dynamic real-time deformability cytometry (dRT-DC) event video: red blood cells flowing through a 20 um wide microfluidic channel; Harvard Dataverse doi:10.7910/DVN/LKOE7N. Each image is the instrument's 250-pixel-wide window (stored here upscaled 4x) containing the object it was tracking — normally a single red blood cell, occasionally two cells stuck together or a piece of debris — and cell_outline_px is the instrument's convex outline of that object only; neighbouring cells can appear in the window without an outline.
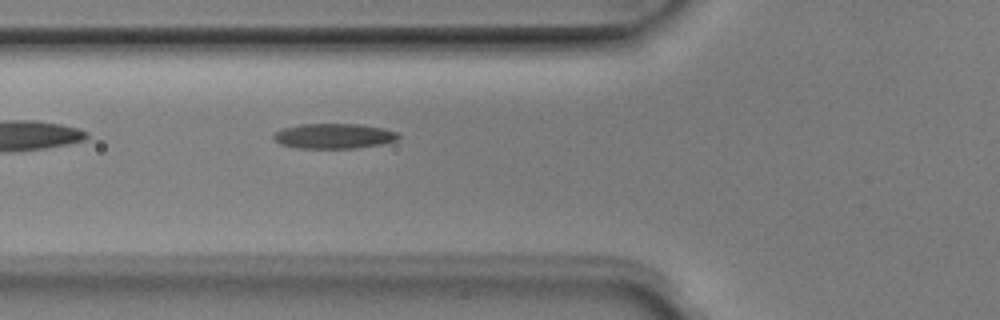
{"species": "Egyptian fruit bat (a non-hibernating species)", "species_latin": "Rousettus aegyptiacus", "temperature_condition": "room temperature", "stored_images_in_passage": 4, "camera_frame_rate_fps": 3000, "um_per_image_px": 0.085, "animal": {"sex": "male"}, "frame": {"image": 1, "passage_image": 4, "time_ms": 1.0, "image_size_px": [1000, 320], "cell_outline_px": [[400, 136], [396, 140], [380, 144], [356, 148], [300, 148], [280, 144], [272, 136], [276, 132], [284, 128], [300, 124], [360, 124], [384, 128], [396, 132]], "centroid_in_image_um": [28.39, 11.56], "position_along_channel_um": 97.4, "area_um2": 18.09}}